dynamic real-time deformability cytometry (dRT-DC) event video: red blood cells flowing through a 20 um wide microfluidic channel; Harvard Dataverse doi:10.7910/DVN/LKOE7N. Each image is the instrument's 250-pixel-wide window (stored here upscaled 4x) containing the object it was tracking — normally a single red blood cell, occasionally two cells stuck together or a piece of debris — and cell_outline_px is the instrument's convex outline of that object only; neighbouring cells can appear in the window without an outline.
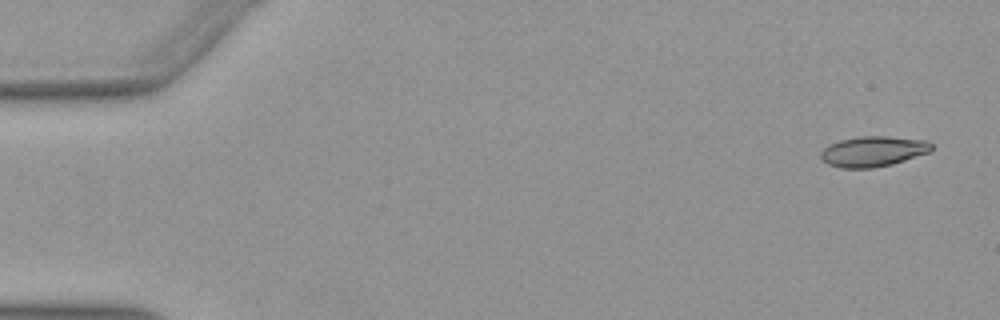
{"species": "Egyptian fruit bat (a non-hibernating species)", "species_latin": "Rousettus aegyptiacus", "temperature_condition": "warm", "stored_images_in_passage": 50, "camera_frame_rate_fps": 3000, "um_per_image_px": 0.085, "animal": {"sex": "female"}, "frame": {"image": 1, "passage_image": 1, "time_ms": 0.0, "image_size_px": [1000, 320], "cell_outline_px": [[936, 148], [932, 152], [892, 164], [872, 168], [840, 168], [828, 164], [820, 156], [820, 152], [828, 144], [840, 140], [860, 136], [884, 136], [928, 140]], "centroid_in_image_um": [74.26, 12.86], "position_along_channel_um": 10.7, "area_um2": 19.88}}
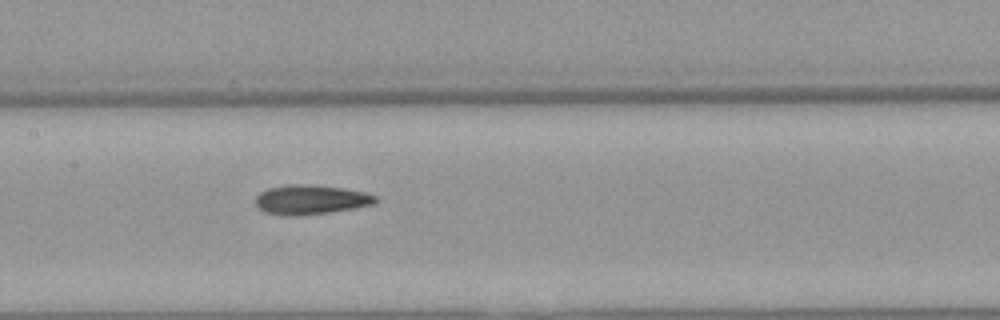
{"frame": {"image": 2, "passage_image": 24, "time_ms": 7.667, "image_size_px": [1000, 320], "cell_outline_px": [[376, 200], [372, 204], [332, 212], [296, 216], [284, 216], [264, 212], [256, 204], [256, 196], [260, 192], [268, 188], [288, 184], [300, 184], [340, 188], [364, 192], [376, 196]], "centroid_in_image_um": [26.35, 16.98], "position_along_channel_um": 181.1, "area_um2": 20.35}}
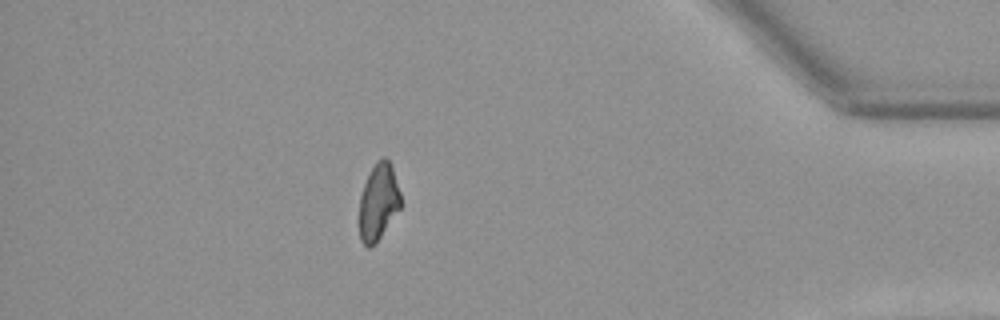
{"frame": {"image": 3, "passage_image": 44, "time_ms": 14.333, "image_size_px": [1000, 320], "cell_outline_px": [[404, 204], [376, 244], [368, 248], [360, 240], [360, 196], [364, 184], [376, 160], [384, 156], [392, 164]], "centroid_in_image_um": [32.21, 17.17], "position_along_channel_um": 403.0, "area_um2": 18.9}, "authors_computed_cell_mechanics": {"area_um2": 19.8832, "velocity_mm_per_s": 3.975, "shape_relaxation_time_tau1_ms": null, "shape_relaxation_time_tau2_ms": 6.8107, "deformation_change_tau1": null, "deformation_change_tau2": 0.1507}}